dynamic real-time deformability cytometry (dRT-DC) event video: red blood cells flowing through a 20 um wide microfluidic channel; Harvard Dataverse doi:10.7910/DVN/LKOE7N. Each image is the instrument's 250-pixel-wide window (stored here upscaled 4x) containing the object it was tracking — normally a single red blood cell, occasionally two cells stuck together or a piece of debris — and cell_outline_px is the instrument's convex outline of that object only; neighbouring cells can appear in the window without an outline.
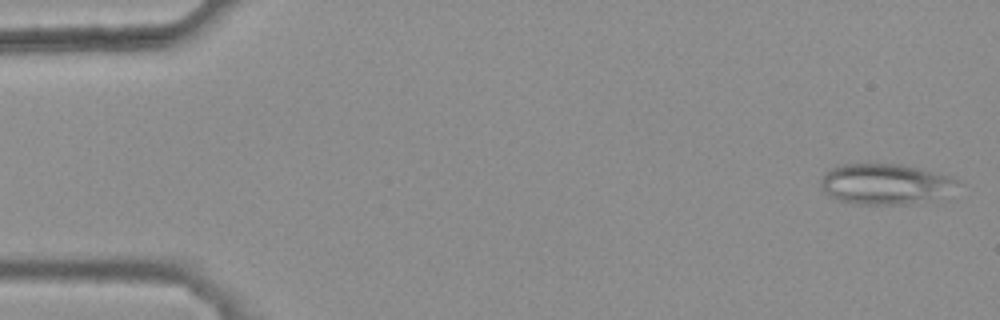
{"species": "common noctule bat (a hibernating species)", "species_latin": "Nyctalus noctula", "temperature_condition": "warm", "stored_images_in_passage": 46, "camera_frame_rate_fps": 3000, "um_per_image_px": 0.085, "animal": {"sex": "female", "body_mass_g": 25.1}, "frame": {"image": 1, "passage_image": 2, "time_ms": 0.333, "image_size_px": [1000, 320], "cell_outline_px": [[960, 180], [912, 204], [856, 204], [840, 200], [824, 192], [820, 184], [820, 180], [824, 172], [840, 164], [900, 164], [948, 176]], "centroid_in_image_um": [74.98, 15.61], "position_along_channel_um": 10.0, "area_um2": 30.58}}
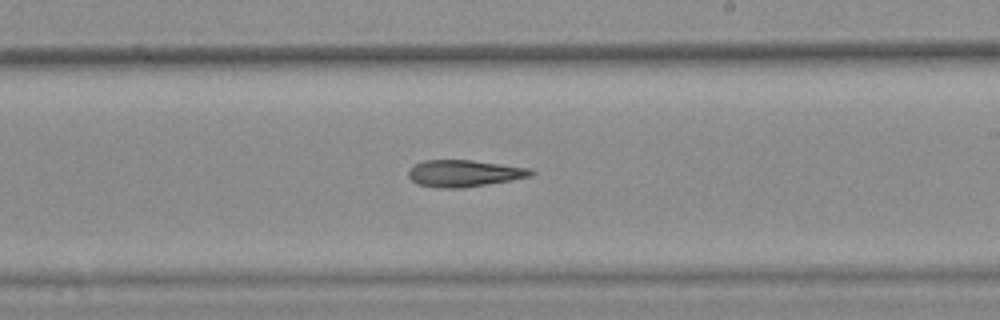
{"frame": {"image": 2, "passage_image": 31, "time_ms": 10.0, "image_size_px": [1000, 320], "cell_outline_px": [[536, 172], [528, 176], [512, 180], [464, 188], [444, 188], [416, 184], [408, 176], [408, 168], [424, 160], [472, 160], [532, 168]], "centroid_in_image_um": [39.45, 14.73], "position_along_channel_um": 249.6, "area_um2": 19.19}}
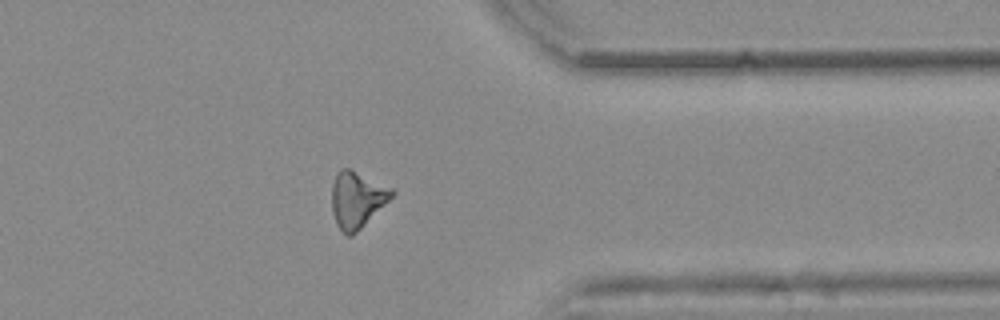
{"frame": {"image": 3, "passage_image": 42, "time_ms": 13.667, "image_size_px": [1000, 320], "cell_outline_px": [[396, 192], [352, 236], [348, 236], [336, 224], [332, 212], [332, 184], [336, 172], [340, 168], [348, 168], [392, 188]], "centroid_in_image_um": [30.3, 16.94], "position_along_channel_um": 381.1, "area_um2": 19.25}}